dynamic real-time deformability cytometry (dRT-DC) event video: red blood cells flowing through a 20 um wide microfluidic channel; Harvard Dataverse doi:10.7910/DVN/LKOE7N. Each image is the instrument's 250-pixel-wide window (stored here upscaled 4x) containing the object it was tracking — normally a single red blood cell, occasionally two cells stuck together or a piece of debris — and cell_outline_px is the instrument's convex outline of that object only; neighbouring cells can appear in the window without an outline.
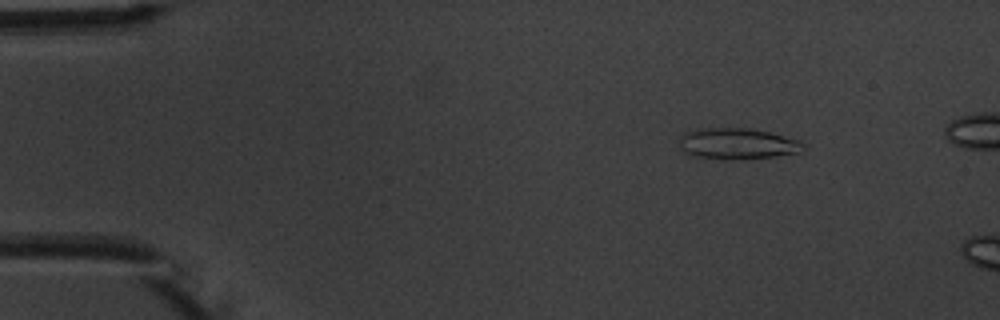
{"species": "common noctule bat (a hibernating species)", "species_latin": "Nyctalus noctula", "temperature_condition": "warm", "stored_images_in_passage": 4, "camera_frame_rate_fps": 3000, "um_per_image_px": 0.085, "animal": {"sex": "male", "body_mass_g": 20.1, "forearm_length_mm": 53.5}, "frame": {"image": 1, "passage_image": 2, "time_ms": 1.333, "image_size_px": [1000, 320], "cell_outline_px": [[808, 144], [804, 148], [796, 152], [776, 156], [732, 160], [724, 160], [696, 156], [684, 152], [680, 148], [680, 136], [684, 132], [708, 128], [748, 128], [768, 132], [800, 140]], "centroid_in_image_um": [62.68, 12.22], "position_along_channel_um": 22.3, "area_um2": 22.43}}